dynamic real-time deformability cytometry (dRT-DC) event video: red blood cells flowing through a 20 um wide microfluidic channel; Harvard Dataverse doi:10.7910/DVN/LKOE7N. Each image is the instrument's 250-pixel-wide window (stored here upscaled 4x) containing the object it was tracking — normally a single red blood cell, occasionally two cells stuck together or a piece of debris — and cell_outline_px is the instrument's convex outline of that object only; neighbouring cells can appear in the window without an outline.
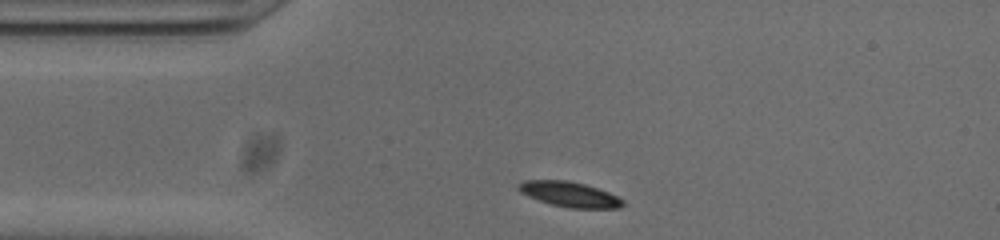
{"species": "common noctule bat (a hibernating species)", "species_latin": "Nyctalus noctula", "temperature_condition": "cold", "stored_images_in_passage": 43, "camera_frame_rate_fps": 3000, "um_per_image_px": 0.085, "animal": {"sex": "male", "body_mass_g": 20.0, "forearm_length_mm": 53.3}, "frame": {"image": 1, "passage_image": 1, "time_ms": 0.0, "image_size_px": [1000, 240], "cell_outline_px": [[624, 204], [620, 208], [568, 208], [552, 204], [528, 196], [520, 192], [516, 188], [516, 184], [524, 180], [568, 180], [584, 184], [608, 192], [624, 200]], "centroid_in_image_um": [48.38, 16.51], "position_along_channel_um": 36.6, "area_um2": 15.26}}
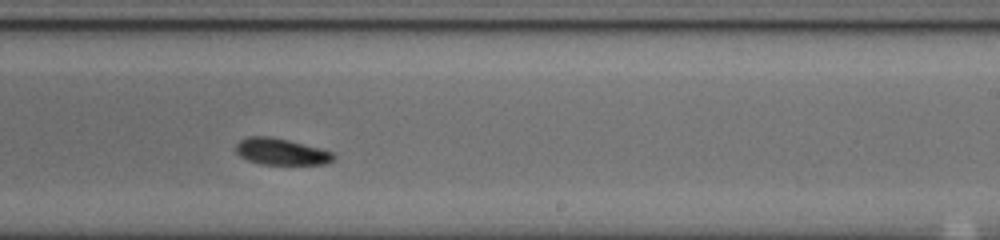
{"frame": {"image": 2, "passage_image": 21, "time_ms": 6.667, "image_size_px": [1000, 240], "cell_outline_px": [[336, 156], [332, 160], [324, 164], [260, 164], [248, 160], [240, 156], [236, 152], [236, 144], [240, 140], [248, 136], [272, 136], [320, 148], [332, 152]], "centroid_in_image_um": [23.88, 12.88], "position_along_channel_um": 265.1, "area_um2": 15.03}}
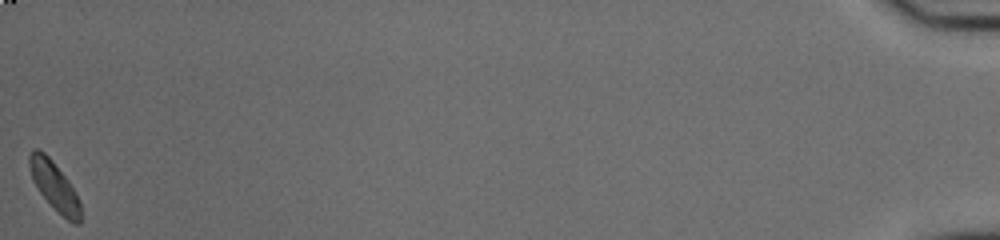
{"frame": {"image": 3, "passage_image": 43, "time_ms": 14.0, "image_size_px": [1000, 240], "cell_outline_px": [[80, 224], [72, 224], [40, 192], [32, 180], [28, 164], [28, 156], [32, 148], [36, 148], [44, 152], [52, 160], [68, 180], [80, 204]], "centroid_in_image_um": [4.58, 15.75], "position_along_channel_um": 430.6, "area_um2": 14.1}, "authors_computed_cell_mechanics": {"area_um2": 15.0858, "velocity_mm_per_s": 3.7721, "shape_relaxation_time_tau1_ms": 3.5367, "shape_relaxation_time_tau2_ms": null, "deformation_change_tau1": 0.1134, "deformation_change_tau2": null}}